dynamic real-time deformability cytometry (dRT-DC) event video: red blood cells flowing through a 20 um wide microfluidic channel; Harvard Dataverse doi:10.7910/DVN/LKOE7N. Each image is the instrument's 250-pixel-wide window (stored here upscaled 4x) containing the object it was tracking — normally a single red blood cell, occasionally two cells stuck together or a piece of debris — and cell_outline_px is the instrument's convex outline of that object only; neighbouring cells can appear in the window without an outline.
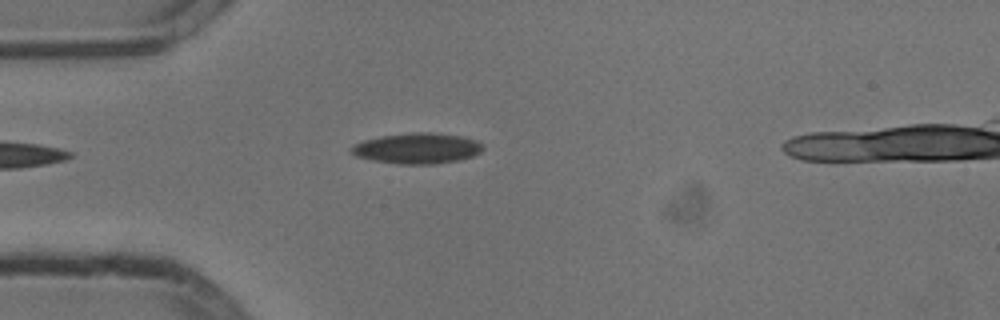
{"species": "common noctule bat (a hibernating species)", "species_latin": "Nyctalus noctula", "temperature_condition": "cold", "stored_images_in_passage": 39, "camera_frame_rate_fps": 3000, "um_per_image_px": 0.085, "animal": {"sex": "male", "body_mass_g": 13.3}, "frame": {"image": 1, "passage_image": 2, "time_ms": 0.333, "image_size_px": [1000, 320], "cell_outline_px": [[480, 148], [472, 156], [432, 164], [404, 164], [376, 160], [356, 156], [352, 152], [352, 148], [356, 144], [368, 140], [384, 136], [416, 132], [428, 132], [456, 136], [472, 140], [480, 144]], "centroid_in_image_um": [35.41, 12.61], "position_along_channel_um": 49.6, "area_um2": 22.08}}
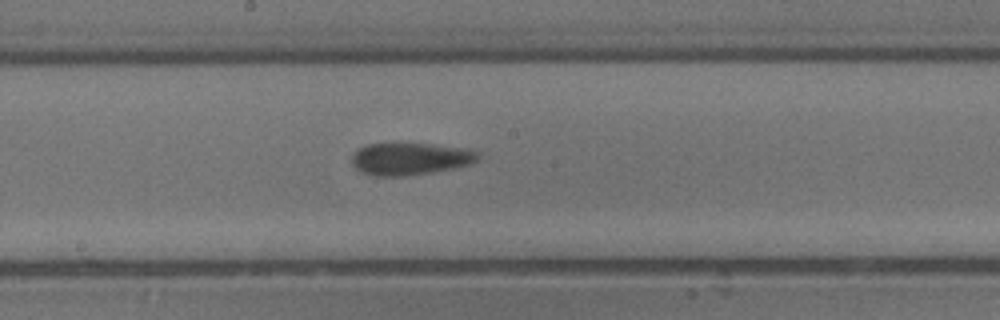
{"frame": {"image": 2, "passage_image": 16, "time_ms": 5.0, "image_size_px": [1000, 320], "cell_outline_px": [[480, 152], [476, 160], [468, 164], [452, 168], [428, 172], [400, 176], [376, 176], [364, 172], [356, 168], [352, 164], [352, 156], [360, 148], [368, 144], [428, 144], [456, 148]], "centroid_in_image_um": [34.81, 13.5], "position_along_channel_um": 213.4, "area_um2": 22.77}}
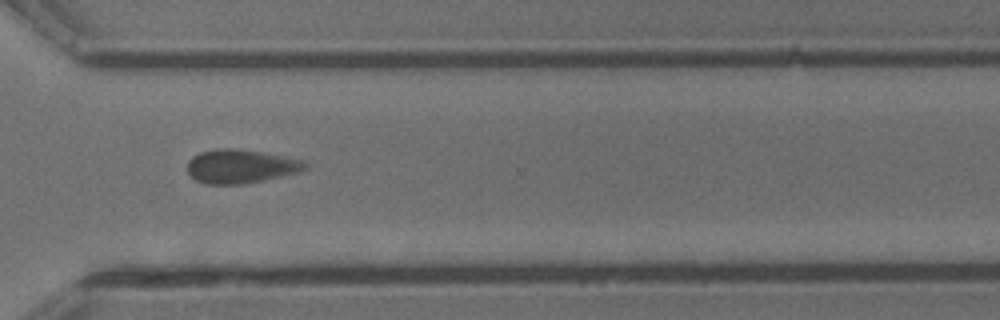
{"frame": {"image": 3, "passage_image": 27, "time_ms": 8.667, "image_size_px": [1000, 320], "cell_outline_px": [[308, 168], [296, 172], [260, 180], [240, 184], [208, 184], [196, 180], [188, 172], [188, 164], [192, 156], [200, 152], [216, 148], [232, 148], [260, 152], [300, 160], [308, 164]], "centroid_in_image_um": [20.4, 14.13], "position_along_channel_um": 350.2, "area_um2": 22.54}, "authors_computed_cell_mechanics": {"area_um2": 22.4842, "velocity_mm_per_s": 3.7346, "shape_relaxation_time_tau1_ms": 4.1045, "shape_relaxation_time_tau2_ms": 3.0691, "deformation_change_tau1": 0.0697, "deformation_change_tau2": 0.113}}